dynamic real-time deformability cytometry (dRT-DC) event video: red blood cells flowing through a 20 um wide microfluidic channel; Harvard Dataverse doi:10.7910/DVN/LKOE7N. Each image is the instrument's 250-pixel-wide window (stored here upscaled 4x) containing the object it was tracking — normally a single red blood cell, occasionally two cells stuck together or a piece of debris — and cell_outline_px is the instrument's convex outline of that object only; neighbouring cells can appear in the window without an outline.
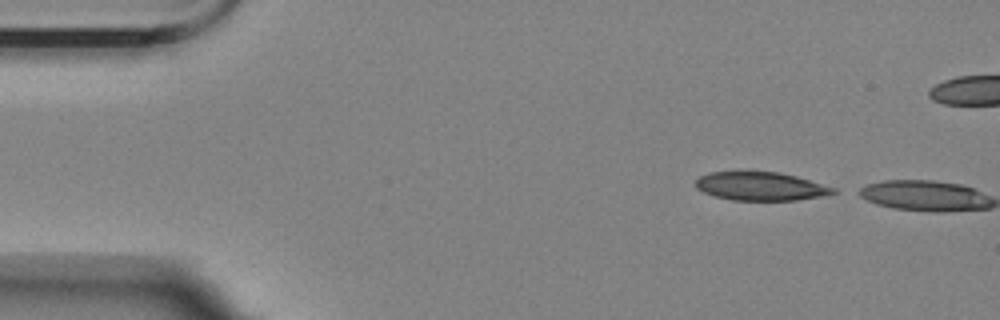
{"species": "Egyptian fruit bat (a non-hibernating species)", "species_latin": "Rousettus aegyptiacus", "temperature_condition": "room temperature", "stored_images_in_passage": 2, "camera_frame_rate_fps": 3000, "um_per_image_px": 0.085, "animal": {"sex": "female"}, "frame": {"image": 1, "passage_image": 1, "time_ms": 0.0, "image_size_px": [1000, 320], "cell_outline_px": [[836, 192], [820, 196], [796, 200], [732, 200], [716, 196], [704, 192], [696, 188], [696, 180], [700, 176], [708, 172], [780, 172], [796, 176], [836, 188]], "centroid_in_image_um": [64.64, 15.83], "position_along_channel_um": 20.4, "area_um2": 22.54}}